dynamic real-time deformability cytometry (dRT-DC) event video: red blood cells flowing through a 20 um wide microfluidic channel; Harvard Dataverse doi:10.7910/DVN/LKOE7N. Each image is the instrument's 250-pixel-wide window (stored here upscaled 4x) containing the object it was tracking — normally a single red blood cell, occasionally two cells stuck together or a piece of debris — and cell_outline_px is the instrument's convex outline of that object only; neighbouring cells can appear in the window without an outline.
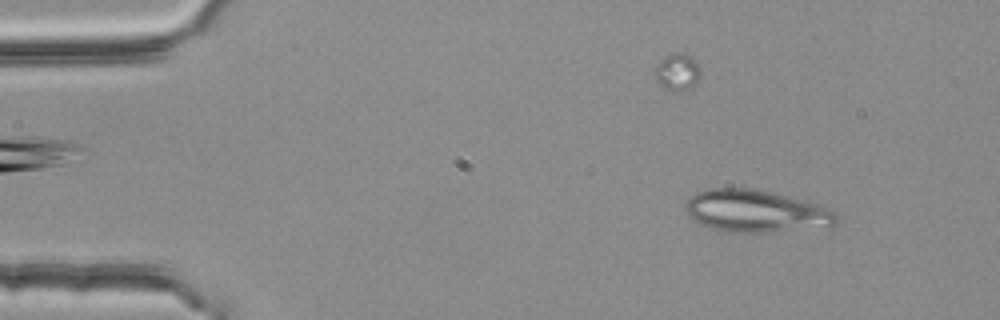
{"species": "common noctule bat (a hibernating species)", "species_latin": "Nyctalus noctula", "temperature_condition": "room temperature", "stored_images_in_passage": 52, "segment_of_instrument_passage": [1, 2], "camera_frame_rate_fps": 3000, "um_per_image_px": 0.085, "animal": {"sex": "female", "body_mass_g": 25.1}, "frame": {"image": 1, "passage_image": 5, "time_ms": 1.333, "image_size_px": [1000, 320], "cell_outline_px": [[840, 220], [836, 224], [828, 228], [768, 232], [732, 232], [712, 228], [688, 216], [684, 208], [684, 204], [696, 192], [708, 188], [752, 188], [784, 196], [812, 204], [824, 208], [840, 216]], "centroid_in_image_um": [64.24, 17.97], "position_along_channel_um": 20.8, "area_um2": 36.76}}